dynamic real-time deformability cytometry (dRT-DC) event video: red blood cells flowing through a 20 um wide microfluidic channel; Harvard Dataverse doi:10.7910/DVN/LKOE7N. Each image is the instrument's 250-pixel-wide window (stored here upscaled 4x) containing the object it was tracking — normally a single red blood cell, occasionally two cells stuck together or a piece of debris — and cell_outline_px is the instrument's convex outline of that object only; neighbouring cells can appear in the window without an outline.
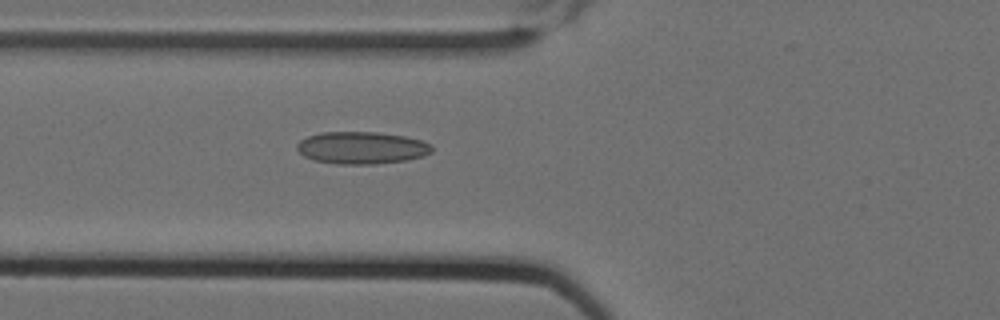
{"species": "Egyptian fruit bat (a non-hibernating species)", "species_latin": "Rousettus aegyptiacus", "temperature_condition": "cold", "stored_images_in_passage": 4, "camera_frame_rate_fps": 3000, "um_per_image_px": 0.085, "animal": {"sex": "female"}, "frame": {"image": 1, "passage_image": 4, "time_ms": 1.0, "image_size_px": [1000, 320], "cell_outline_px": [[432, 152], [424, 156], [408, 160], [376, 164], [336, 164], [312, 160], [304, 156], [296, 148], [296, 144], [300, 140], [308, 136], [320, 132], [376, 132], [404, 136], [420, 140], [432, 144]], "centroid_in_image_um": [30.74, 12.57], "position_along_channel_um": 95.1, "area_um2": 25.55}}